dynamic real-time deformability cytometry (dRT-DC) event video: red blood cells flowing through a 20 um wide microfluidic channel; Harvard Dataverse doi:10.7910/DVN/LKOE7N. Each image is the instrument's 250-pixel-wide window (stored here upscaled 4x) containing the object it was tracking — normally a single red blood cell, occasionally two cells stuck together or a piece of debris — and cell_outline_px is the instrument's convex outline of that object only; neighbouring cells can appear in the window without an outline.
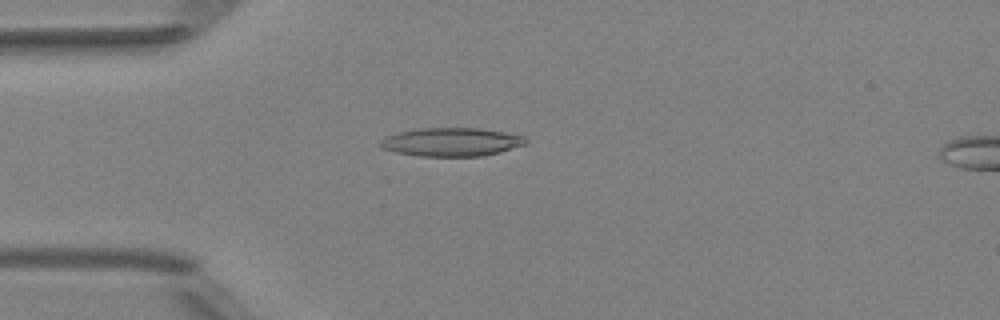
{"species": "Egyptian fruit bat (a non-hibernating species)", "species_latin": "Rousettus aegyptiacus", "temperature_condition": "room temperature", "stored_images_in_passage": 4, "camera_frame_rate_fps": 3000, "um_per_image_px": 0.085, "animal": {"sex": "female"}, "frame": {"image": 1, "passage_image": 3, "time_ms": 2.333, "image_size_px": [1000, 320], "cell_outline_px": [[528, 140], [524, 144], [500, 152], [480, 156], [420, 156], [396, 152], [384, 148], [376, 144], [384, 136], [396, 132], [420, 128], [480, 128], [524, 136]], "centroid_in_image_um": [38.31, 12.06], "position_along_channel_um": 46.7, "area_um2": 24.1}}